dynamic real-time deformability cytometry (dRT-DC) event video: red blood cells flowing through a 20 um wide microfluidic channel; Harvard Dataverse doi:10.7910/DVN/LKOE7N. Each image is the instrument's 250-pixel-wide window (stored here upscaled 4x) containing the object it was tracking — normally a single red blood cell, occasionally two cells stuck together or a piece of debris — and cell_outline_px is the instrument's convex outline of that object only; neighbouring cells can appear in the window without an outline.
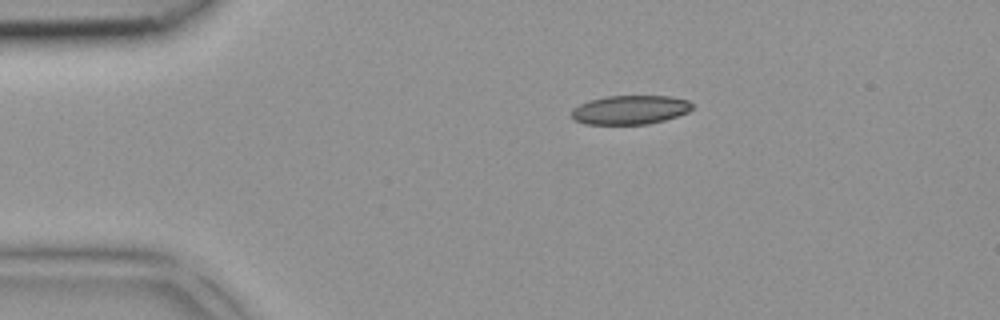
{"species": "common noctule bat (a hibernating species)", "species_latin": "Nyctalus noctula", "temperature_condition": "room temperature", "stored_images_in_passage": 3, "camera_frame_rate_fps": 3000, "um_per_image_px": 0.085, "animal": {"sex": "female", "body_mass_g": 18.4}, "frame": {"image": 1, "passage_image": 1, "time_ms": 0.0, "image_size_px": [1000, 320], "cell_outline_px": [[692, 108], [688, 112], [664, 120], [648, 124], [584, 124], [572, 120], [572, 108], [588, 100], [608, 96], [672, 96], [688, 100], [692, 104]], "centroid_in_image_um": [53.53, 9.33], "position_along_channel_um": 31.5, "area_um2": 20.46}}
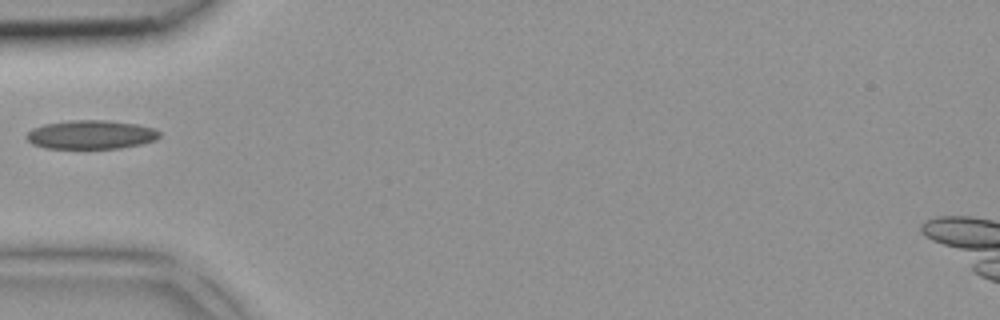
{"frame": {"image": 2, "passage_image": 3, "time_ms": 0.667, "image_size_px": [1000, 320], "cell_outline_px": [[160, 136], [156, 140], [140, 144], [120, 148], [44, 148], [32, 144], [24, 136], [32, 128], [44, 124], [72, 120], [108, 120], [136, 124], [152, 128], [160, 132]], "centroid_in_image_um": [7.71, 11.44], "position_along_channel_um": 77.3, "area_um2": 22.31}}